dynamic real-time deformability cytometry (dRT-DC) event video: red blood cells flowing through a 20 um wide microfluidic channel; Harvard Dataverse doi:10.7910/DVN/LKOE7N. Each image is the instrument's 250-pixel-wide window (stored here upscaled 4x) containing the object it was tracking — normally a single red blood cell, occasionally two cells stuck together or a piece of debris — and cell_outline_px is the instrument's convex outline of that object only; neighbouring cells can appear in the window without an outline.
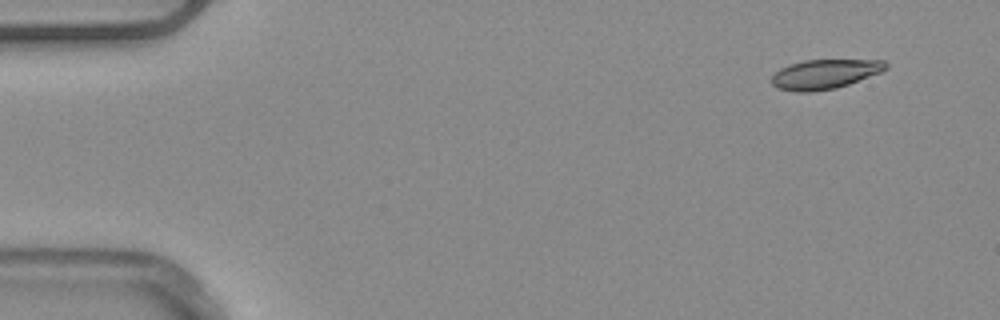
{"species": "common noctule bat (a hibernating species)", "species_latin": "Nyctalus noctula", "temperature_condition": "warm", "stored_images_in_passage": 49, "camera_frame_rate_fps": 3000, "um_per_image_px": 0.085, "animal": {"sex": "male", "body_mass_g": 20.4}, "frame": {"image": 1, "passage_image": 1, "time_ms": 0.0, "image_size_px": [1000, 320], "cell_outline_px": [[888, 68], [880, 72], [848, 84], [836, 88], [812, 92], [796, 92], [776, 88], [772, 84], [772, 76], [780, 68], [804, 60], [884, 60], [888, 64]], "centroid_in_image_um": [70.09, 6.31], "position_along_channel_um": 14.9, "area_um2": 19.54}}
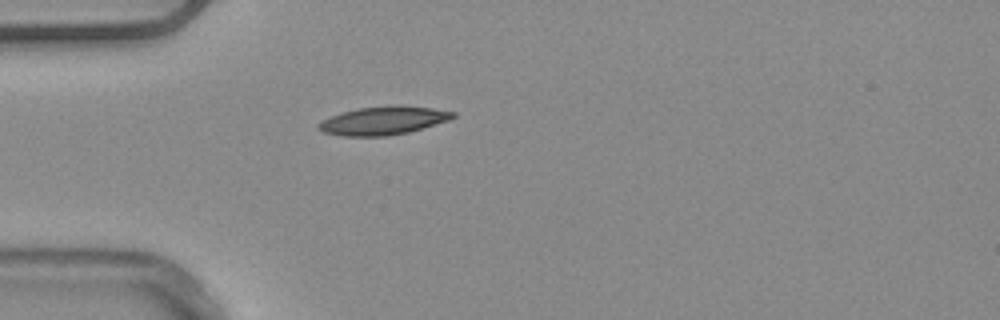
{"frame": {"image": 2, "passage_image": 12, "time_ms": 3.667, "image_size_px": [1000, 320], "cell_outline_px": [[456, 116], [448, 120], [408, 132], [388, 136], [344, 136], [324, 132], [316, 128], [316, 124], [332, 116], [344, 112], [360, 108], [396, 104], [400, 104], [432, 108], [456, 112]], "centroid_in_image_um": [32.59, 10.24], "position_along_channel_um": 52.4, "area_um2": 22.08}}
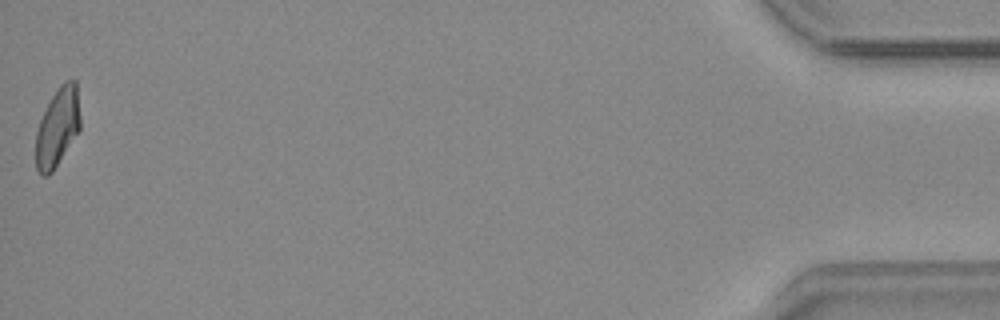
{"frame": {"image": 3, "passage_image": 49, "time_ms": 16.0, "image_size_px": [1000, 320], "cell_outline_px": [[80, 128], [52, 172], [48, 176], [40, 176], [36, 168], [36, 132], [40, 120], [52, 96], [60, 84], [64, 80], [76, 80], [80, 116]], "centroid_in_image_um": [4.88, 10.81], "position_along_channel_um": 430.3, "area_um2": 20.17}, "authors_computed_cell_mechanics": {"area_um2": 20.808, "velocity_mm_per_s": 3.9082, "shape_relaxation_time_tau1_ms": 10.5113, "shape_relaxation_time_tau2_ms": 3.2254, "deformation_change_tau1": 0.2279, "deformation_change_tau2": 0.0937}}